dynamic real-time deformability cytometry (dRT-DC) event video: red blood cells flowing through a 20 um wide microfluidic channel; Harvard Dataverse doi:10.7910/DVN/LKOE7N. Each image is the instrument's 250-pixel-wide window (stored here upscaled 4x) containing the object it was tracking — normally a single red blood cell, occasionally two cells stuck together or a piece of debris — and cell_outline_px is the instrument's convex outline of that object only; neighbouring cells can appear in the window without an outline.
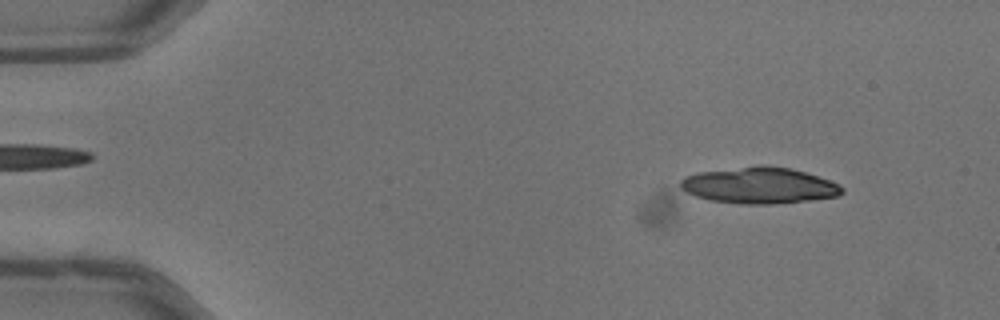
{"species": "common noctule bat (a hibernating species)", "species_latin": "Nyctalus noctula", "temperature_condition": "warm", "stored_images_in_passage": 19, "camera_frame_rate_fps": 3000, "um_per_image_px": 0.085, "animal": {"sex": "male", "body_mass_g": 13.3}, "frame": {"image": 1, "passage_image": 5, "time_ms": 1.333, "image_size_px": [1000, 320], "cell_outline_px": [[844, 192], [840, 196], [812, 200], [772, 204], [740, 204], [712, 200], [696, 196], [680, 188], [680, 180], [684, 176], [696, 172], [756, 164], [768, 164], [792, 168], [840, 184], [844, 188]], "centroid_in_image_um": [64.54, 15.74], "position_along_channel_um": 20.5, "area_um2": 34.68}}